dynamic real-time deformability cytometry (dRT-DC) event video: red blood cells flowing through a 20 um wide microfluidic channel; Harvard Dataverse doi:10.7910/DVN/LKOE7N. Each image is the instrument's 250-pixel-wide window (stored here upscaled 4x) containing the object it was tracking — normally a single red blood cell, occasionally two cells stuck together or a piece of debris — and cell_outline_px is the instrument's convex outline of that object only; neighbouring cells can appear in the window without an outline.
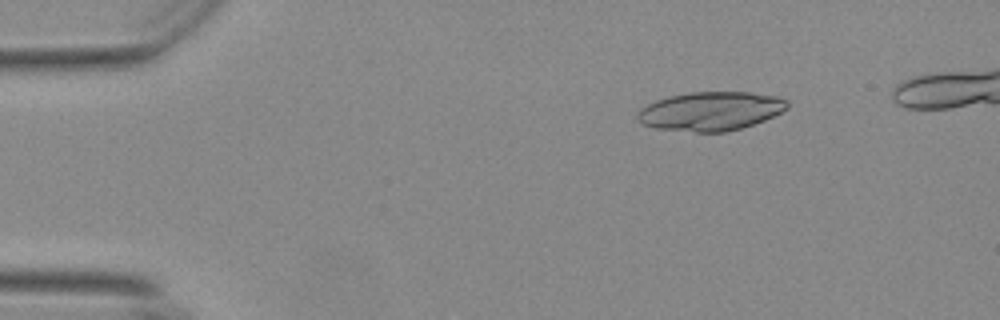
{"species": "Egyptian fruit bat (a non-hibernating species)", "species_latin": "Rousettus aegyptiacus", "temperature_condition": "warm", "stored_images_in_passage": 45, "camera_frame_rate_fps": 3000, "um_per_image_px": 0.085, "animal": {"sex": "female"}, "frame": {"image": 1, "passage_image": 2, "time_ms": 0.333, "image_size_px": [1000, 320], "cell_outline_px": [[788, 108], [764, 120], [740, 128], [724, 132], [696, 132], [656, 128], [644, 124], [636, 120], [636, 112], [640, 108], [656, 100], [668, 96], [688, 92], [752, 92], [780, 96], [788, 100]], "centroid_in_image_um": [60.39, 9.43], "position_along_channel_um": 24.6, "area_um2": 34.04}}